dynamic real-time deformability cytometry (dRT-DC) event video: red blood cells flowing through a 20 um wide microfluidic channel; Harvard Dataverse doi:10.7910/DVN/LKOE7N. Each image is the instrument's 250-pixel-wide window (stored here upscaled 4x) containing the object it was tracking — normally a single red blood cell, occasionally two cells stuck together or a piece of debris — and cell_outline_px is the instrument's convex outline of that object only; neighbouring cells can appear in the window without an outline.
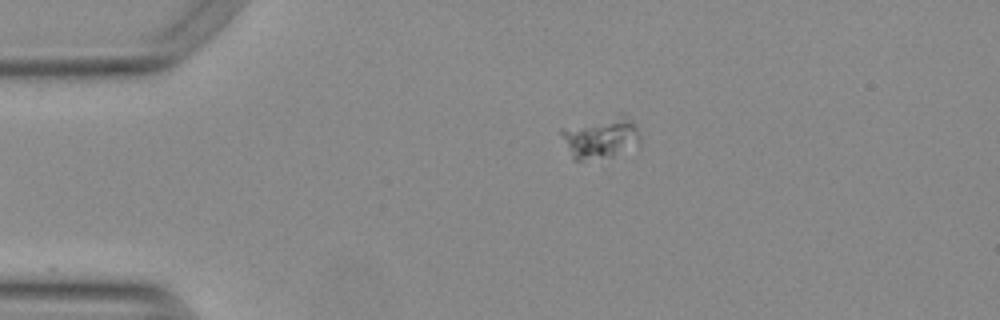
{"species": "Egyptian fruit bat (a non-hibernating species)", "species_latin": "Rousettus aegyptiacus", "temperature_condition": "warm", "stored_images_in_passage": 44, "camera_frame_rate_fps": 3000, "um_per_image_px": 0.085, "animal": {"sex": "female"}, "frame": {"image": 1, "passage_image": 1, "time_ms": 0.0, "image_size_px": [1000, 320], "cell_outline_px": [[640, 144], [612, 156], [580, 160], [572, 160], [560, 132], [560, 128], [616, 112], [624, 112], [636, 124], [640, 136]], "centroid_in_image_um": [51.07, 11.62], "position_along_channel_um": 33.9, "area_um2": 19.77}}